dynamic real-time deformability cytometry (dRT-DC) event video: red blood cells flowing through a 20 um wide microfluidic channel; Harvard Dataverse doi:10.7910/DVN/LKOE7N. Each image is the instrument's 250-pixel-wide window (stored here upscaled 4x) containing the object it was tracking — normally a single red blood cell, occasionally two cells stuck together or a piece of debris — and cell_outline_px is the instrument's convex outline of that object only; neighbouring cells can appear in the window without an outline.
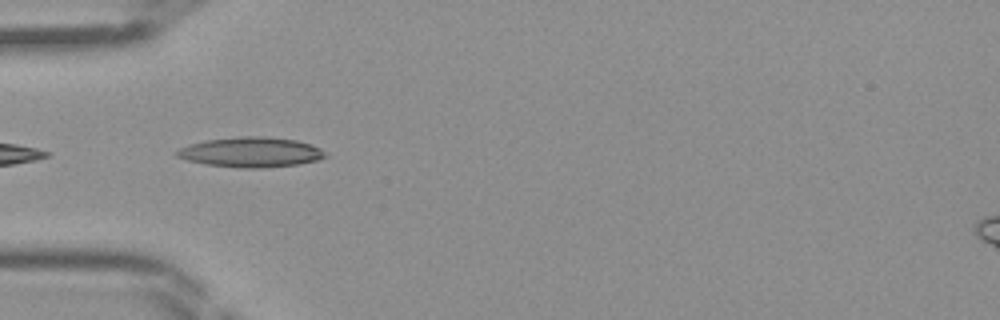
{"species": "Egyptian fruit bat (a non-hibernating species)", "species_latin": "Rousettus aegyptiacus", "temperature_condition": "room temperature", "stored_images_in_passage": 32, "camera_frame_rate_fps": 3000, "um_per_image_px": 0.085, "frame": {"image": 1, "passage_image": 1, "time_ms": 0.0, "image_size_px": [1000, 320], "cell_outline_px": [[328, 156], [316, 160], [300, 164], [260, 168], [244, 168], [204, 164], [188, 160], [176, 156], [176, 152], [180, 148], [188, 144], [204, 140], [240, 136], [264, 136], [296, 140], [312, 144], [320, 148]], "centroid_in_image_um": [21.33, 12.93], "position_along_channel_um": 63.7, "area_um2": 26.01}}
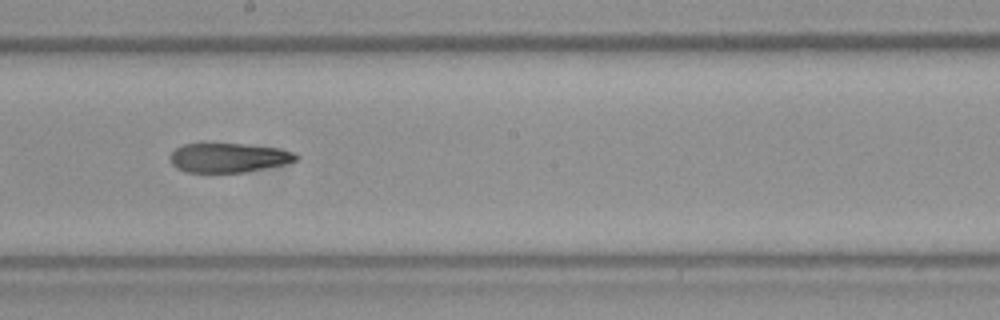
{"frame": {"image": 2, "passage_image": 12, "time_ms": 3.667, "image_size_px": [1000, 320], "cell_outline_px": [[300, 156], [296, 160], [284, 164], [244, 172], [188, 172], [176, 168], [168, 160], [168, 156], [176, 148], [184, 144], [244, 144], [280, 148], [292, 152]], "centroid_in_image_um": [19.4, 13.4], "position_along_channel_um": 228.8, "area_um2": 21.44}}
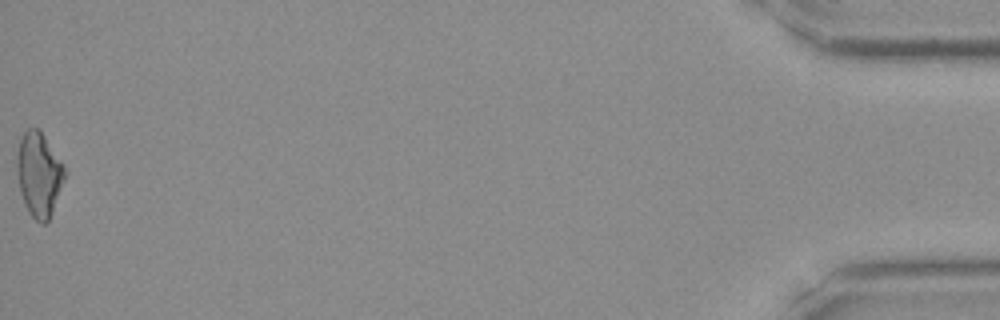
{"frame": {"image": 3, "passage_image": 32, "time_ms": 10.333, "image_size_px": [1000, 320], "cell_outline_px": [[68, 172], [52, 212], [48, 220], [44, 224], [40, 224], [32, 216], [24, 204], [20, 192], [16, 168], [16, 160], [20, 140], [24, 132], [28, 128], [40, 128], [64, 164]], "centroid_in_image_um": [3.33, 14.8], "position_along_channel_um": 431.9, "area_um2": 23.81}}